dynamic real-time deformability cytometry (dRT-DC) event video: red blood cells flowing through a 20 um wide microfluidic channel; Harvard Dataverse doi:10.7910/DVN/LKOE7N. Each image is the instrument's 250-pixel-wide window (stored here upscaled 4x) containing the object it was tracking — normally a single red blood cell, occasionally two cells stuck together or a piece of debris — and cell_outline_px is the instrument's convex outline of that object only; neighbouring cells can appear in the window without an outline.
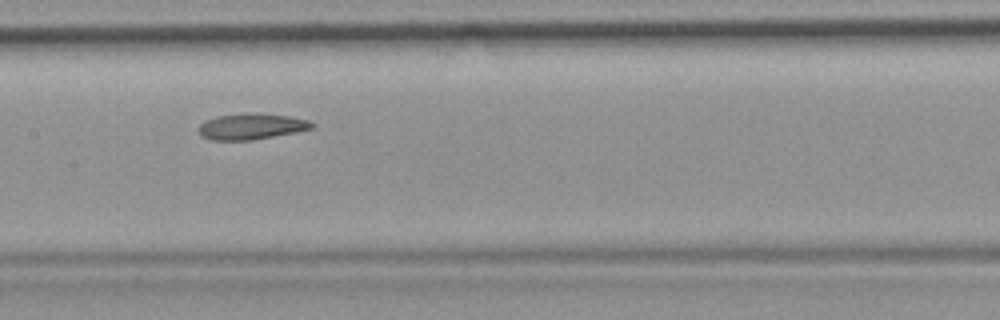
{"species": "common noctule bat (a hibernating species)", "species_latin": "Nyctalus noctula", "temperature_condition": "room temperature", "stored_images_in_passage": 6, "camera_frame_rate_fps": 3000, "um_per_image_px": 0.085, "animal": {"sex": "female", "body_mass_g": 19.9}, "frame": {"image": 1, "passage_image": 5, "time_ms": 5.333, "image_size_px": [1000, 320], "cell_outline_px": [[316, 124], [312, 128], [296, 132], [252, 140], [212, 140], [200, 136], [200, 124], [204, 120], [216, 116], [252, 112], [256, 112], [288, 116], [308, 120]], "centroid_in_image_um": [21.36, 10.74], "position_along_channel_um": 186.0, "area_um2": 17.22}}